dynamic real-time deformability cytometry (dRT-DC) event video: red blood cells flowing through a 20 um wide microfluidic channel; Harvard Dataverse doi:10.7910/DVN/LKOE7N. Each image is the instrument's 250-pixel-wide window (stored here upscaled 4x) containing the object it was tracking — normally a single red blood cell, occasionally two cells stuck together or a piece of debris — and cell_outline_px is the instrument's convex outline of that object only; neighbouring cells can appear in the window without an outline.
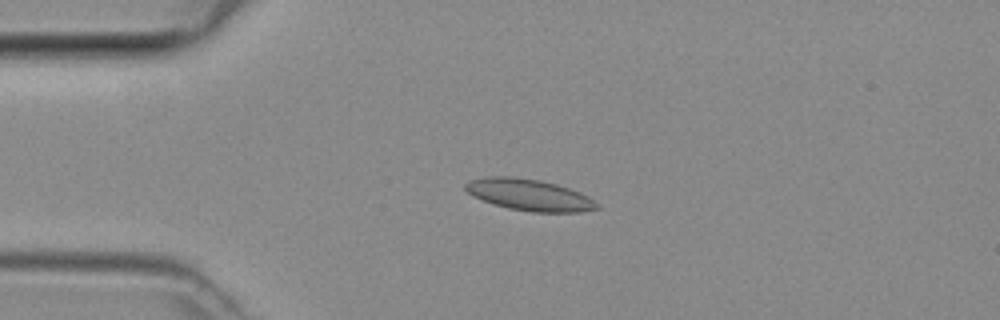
{"species": "common noctule bat (a hibernating species)", "species_latin": "Nyctalus noctula", "temperature_condition": "room temperature", "stored_images_in_passage": 3, "camera_frame_rate_fps": 3000, "um_per_image_px": 0.085, "animal": {"sex": "female", "body_mass_g": 29.2, "forearm_length_mm": 56.3}, "frame": {"image": 1, "passage_image": 3, "time_ms": 0.667, "image_size_px": [1000, 320], "cell_outline_px": [[600, 208], [580, 212], [532, 212], [508, 208], [492, 204], [472, 196], [464, 188], [464, 184], [468, 180], [488, 176], [512, 176], [540, 180], [556, 184], [580, 192], [588, 196]], "centroid_in_image_um": [44.93, 16.56], "position_along_channel_um": 40.1, "area_um2": 24.22}}